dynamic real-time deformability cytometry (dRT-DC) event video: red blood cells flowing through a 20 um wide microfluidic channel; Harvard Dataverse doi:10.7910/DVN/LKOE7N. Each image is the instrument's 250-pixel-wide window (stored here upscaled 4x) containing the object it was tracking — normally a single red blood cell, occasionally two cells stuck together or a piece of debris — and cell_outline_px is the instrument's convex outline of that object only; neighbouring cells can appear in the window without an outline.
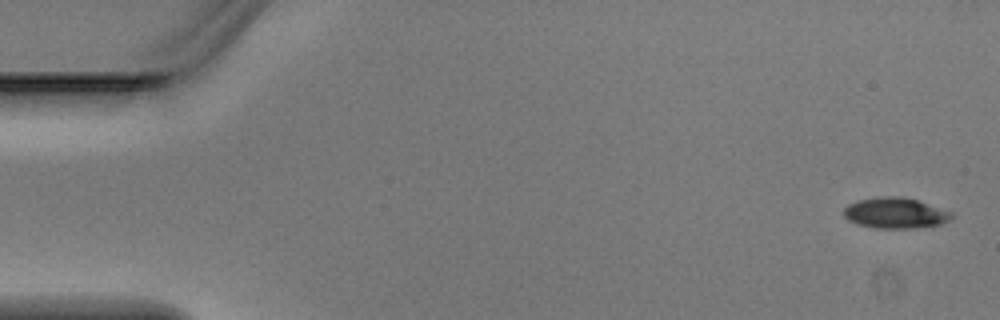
{"species": "Egyptian fruit bat (a non-hibernating species)", "species_latin": "Rousettus aegyptiacus", "temperature_condition": "warm", "stored_images_in_passage": 5, "camera_frame_rate_fps": 3000, "um_per_image_px": 0.085, "animal": {"sex": "male"}, "frame": {"image": 1, "passage_image": 1, "time_ms": 0.0, "image_size_px": [1000, 320], "cell_outline_px": [[952, 216], [948, 220], [940, 224], [916, 228], [876, 228], [856, 224], [848, 220], [844, 216], [844, 208], [848, 204], [856, 200], [880, 196], [904, 196], [952, 212]], "centroid_in_image_um": [76.05, 18.1], "position_along_channel_um": 9.0, "area_um2": 19.31}}
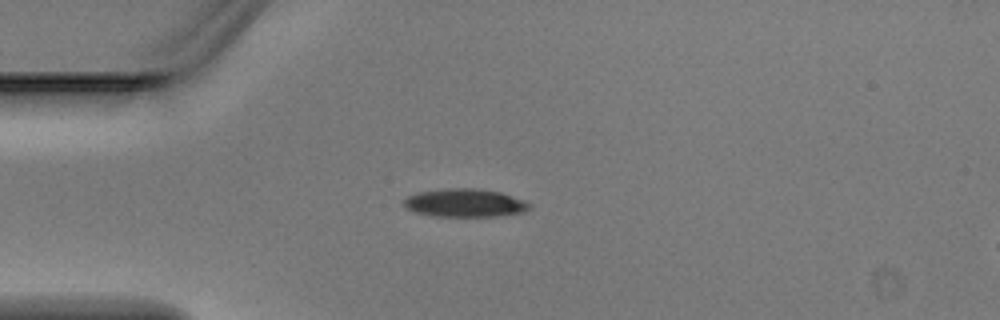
{"frame": {"image": 2, "passage_image": 4, "time_ms": 1.0, "image_size_px": [1000, 320], "cell_outline_px": [[528, 208], [520, 212], [496, 216], [432, 216], [416, 212], [400, 204], [408, 196], [420, 192], [448, 188], [480, 188], [500, 192], [524, 200], [528, 204]], "centroid_in_image_um": [39.46, 17.24], "position_along_channel_um": 45.5, "area_um2": 20.35}}